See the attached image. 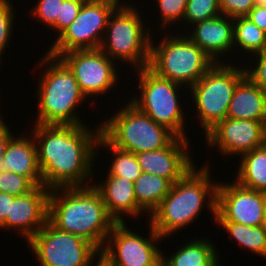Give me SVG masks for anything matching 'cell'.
Returning a JSON list of instances; mask_svg holds the SVG:
<instances>
[{"label": "cell", "instance_id": "6da1fadb", "mask_svg": "<svg viewBox=\"0 0 266 266\" xmlns=\"http://www.w3.org/2000/svg\"><path fill=\"white\" fill-rule=\"evenodd\" d=\"M87 126L34 124L30 133L37 147L43 186L49 190L89 186L101 127L99 124L91 130Z\"/></svg>", "mask_w": 266, "mask_h": 266}, {"label": "cell", "instance_id": "7a4b0ae2", "mask_svg": "<svg viewBox=\"0 0 266 266\" xmlns=\"http://www.w3.org/2000/svg\"><path fill=\"white\" fill-rule=\"evenodd\" d=\"M89 185L50 190L47 220L59 230L90 241L101 251L116 221L108 214L100 193Z\"/></svg>", "mask_w": 266, "mask_h": 266}, {"label": "cell", "instance_id": "3957f363", "mask_svg": "<svg viewBox=\"0 0 266 266\" xmlns=\"http://www.w3.org/2000/svg\"><path fill=\"white\" fill-rule=\"evenodd\" d=\"M209 166L204 165L200 170L193 166L172 184L170 192L151 213L149 222L163 239L194 223L205 204L216 217L218 183L210 180Z\"/></svg>", "mask_w": 266, "mask_h": 266}, {"label": "cell", "instance_id": "277c9868", "mask_svg": "<svg viewBox=\"0 0 266 266\" xmlns=\"http://www.w3.org/2000/svg\"><path fill=\"white\" fill-rule=\"evenodd\" d=\"M39 62L45 68L38 78V111L35 124L83 125L76 107L87 100L73 72L58 57L44 54ZM44 59V60H43ZM50 64V65H49ZM47 66V67H46ZM79 104V105H78ZM77 113V114H76Z\"/></svg>", "mask_w": 266, "mask_h": 266}, {"label": "cell", "instance_id": "5b68a950", "mask_svg": "<svg viewBox=\"0 0 266 266\" xmlns=\"http://www.w3.org/2000/svg\"><path fill=\"white\" fill-rule=\"evenodd\" d=\"M132 4L118 5L109 16L100 49L115 63L118 59L139 70L149 66L152 30L145 28L141 12Z\"/></svg>", "mask_w": 266, "mask_h": 266}, {"label": "cell", "instance_id": "8992f818", "mask_svg": "<svg viewBox=\"0 0 266 266\" xmlns=\"http://www.w3.org/2000/svg\"><path fill=\"white\" fill-rule=\"evenodd\" d=\"M167 34L156 44L151 38L149 68L158 76L186 89L194 85L216 62L186 34ZM178 35V36H177ZM155 42V43H154ZM156 44V45H154ZM189 86V87H188Z\"/></svg>", "mask_w": 266, "mask_h": 266}, {"label": "cell", "instance_id": "52a82bcc", "mask_svg": "<svg viewBox=\"0 0 266 266\" xmlns=\"http://www.w3.org/2000/svg\"><path fill=\"white\" fill-rule=\"evenodd\" d=\"M111 114L113 116L104 123L100 122L101 135L118 149L133 154L159 150L167 147L177 137L131 102Z\"/></svg>", "mask_w": 266, "mask_h": 266}, {"label": "cell", "instance_id": "ba28073f", "mask_svg": "<svg viewBox=\"0 0 266 266\" xmlns=\"http://www.w3.org/2000/svg\"><path fill=\"white\" fill-rule=\"evenodd\" d=\"M225 62L215 63L189 89L195 105L196 117L206 134L227 116L228 107L237 84L246 76V68ZM195 102V103H194Z\"/></svg>", "mask_w": 266, "mask_h": 266}, {"label": "cell", "instance_id": "9c48e42d", "mask_svg": "<svg viewBox=\"0 0 266 266\" xmlns=\"http://www.w3.org/2000/svg\"><path fill=\"white\" fill-rule=\"evenodd\" d=\"M136 72L139 73L138 90L141 92L139 96L134 95L130 102L156 123L167 127L177 137L188 139L184 127L186 112L184 113L181 108L178 94L184 89L182 85L158 76L149 67Z\"/></svg>", "mask_w": 266, "mask_h": 266}, {"label": "cell", "instance_id": "30bf717a", "mask_svg": "<svg viewBox=\"0 0 266 266\" xmlns=\"http://www.w3.org/2000/svg\"><path fill=\"white\" fill-rule=\"evenodd\" d=\"M28 245L40 266H91L95 257L98 261L101 257L90 241L55 228L48 220Z\"/></svg>", "mask_w": 266, "mask_h": 266}, {"label": "cell", "instance_id": "8fae6325", "mask_svg": "<svg viewBox=\"0 0 266 266\" xmlns=\"http://www.w3.org/2000/svg\"><path fill=\"white\" fill-rule=\"evenodd\" d=\"M117 6L111 0H86L78 16L55 39L47 54L59 58L73 50L100 48L109 16Z\"/></svg>", "mask_w": 266, "mask_h": 266}, {"label": "cell", "instance_id": "7c38bea8", "mask_svg": "<svg viewBox=\"0 0 266 266\" xmlns=\"http://www.w3.org/2000/svg\"><path fill=\"white\" fill-rule=\"evenodd\" d=\"M148 225L150 237L145 238L126 227L125 221L116 222L100 251V259L107 266H161L163 250L157 242L163 238L150 222Z\"/></svg>", "mask_w": 266, "mask_h": 266}, {"label": "cell", "instance_id": "4fadbf2b", "mask_svg": "<svg viewBox=\"0 0 266 266\" xmlns=\"http://www.w3.org/2000/svg\"><path fill=\"white\" fill-rule=\"evenodd\" d=\"M59 58L73 72L86 98L105 95L113 90L114 86L116 88L120 80L117 63L115 64L100 48L73 50Z\"/></svg>", "mask_w": 266, "mask_h": 266}, {"label": "cell", "instance_id": "5bb4252c", "mask_svg": "<svg viewBox=\"0 0 266 266\" xmlns=\"http://www.w3.org/2000/svg\"><path fill=\"white\" fill-rule=\"evenodd\" d=\"M206 144L221 156L242 154L266 144V122L225 118L205 134Z\"/></svg>", "mask_w": 266, "mask_h": 266}, {"label": "cell", "instance_id": "9a60e30c", "mask_svg": "<svg viewBox=\"0 0 266 266\" xmlns=\"http://www.w3.org/2000/svg\"><path fill=\"white\" fill-rule=\"evenodd\" d=\"M218 182L214 222H236L262 226L264 220L263 192L233 183ZM226 183V184H225Z\"/></svg>", "mask_w": 266, "mask_h": 266}, {"label": "cell", "instance_id": "2e32d148", "mask_svg": "<svg viewBox=\"0 0 266 266\" xmlns=\"http://www.w3.org/2000/svg\"><path fill=\"white\" fill-rule=\"evenodd\" d=\"M49 192L39 185L27 194L15 196L10 201V216H6L0 229L13 228L28 242L47 222Z\"/></svg>", "mask_w": 266, "mask_h": 266}, {"label": "cell", "instance_id": "e0dca14e", "mask_svg": "<svg viewBox=\"0 0 266 266\" xmlns=\"http://www.w3.org/2000/svg\"><path fill=\"white\" fill-rule=\"evenodd\" d=\"M189 143L188 139L176 137L167 147L135 154L141 171L176 183L196 163L188 152Z\"/></svg>", "mask_w": 266, "mask_h": 266}, {"label": "cell", "instance_id": "ac0fdd59", "mask_svg": "<svg viewBox=\"0 0 266 266\" xmlns=\"http://www.w3.org/2000/svg\"><path fill=\"white\" fill-rule=\"evenodd\" d=\"M192 27L193 31L188 30L186 36L216 63L224 62L220 57L228 55L226 52L230 53L233 50V18L219 15L197 22Z\"/></svg>", "mask_w": 266, "mask_h": 266}, {"label": "cell", "instance_id": "d6986e66", "mask_svg": "<svg viewBox=\"0 0 266 266\" xmlns=\"http://www.w3.org/2000/svg\"><path fill=\"white\" fill-rule=\"evenodd\" d=\"M106 179L100 184L95 182L93 187L100 193L108 214L116 222H124L123 217L126 214L132 218H138L139 215L146 213L137 204L132 181L109 174Z\"/></svg>", "mask_w": 266, "mask_h": 266}, {"label": "cell", "instance_id": "ffe728a7", "mask_svg": "<svg viewBox=\"0 0 266 266\" xmlns=\"http://www.w3.org/2000/svg\"><path fill=\"white\" fill-rule=\"evenodd\" d=\"M13 136L4 151L1 167L13 173L27 177L35 186L43 185L38 164L37 147L32 134Z\"/></svg>", "mask_w": 266, "mask_h": 266}, {"label": "cell", "instance_id": "44dd1931", "mask_svg": "<svg viewBox=\"0 0 266 266\" xmlns=\"http://www.w3.org/2000/svg\"><path fill=\"white\" fill-rule=\"evenodd\" d=\"M226 118L266 122V92L247 75L234 90Z\"/></svg>", "mask_w": 266, "mask_h": 266}, {"label": "cell", "instance_id": "7402d4cb", "mask_svg": "<svg viewBox=\"0 0 266 266\" xmlns=\"http://www.w3.org/2000/svg\"><path fill=\"white\" fill-rule=\"evenodd\" d=\"M236 183L244 188L266 191V144L240 156Z\"/></svg>", "mask_w": 266, "mask_h": 266}, {"label": "cell", "instance_id": "603a6c76", "mask_svg": "<svg viewBox=\"0 0 266 266\" xmlns=\"http://www.w3.org/2000/svg\"><path fill=\"white\" fill-rule=\"evenodd\" d=\"M137 204L148 214L160 205L172 183L161 176L142 172L133 182Z\"/></svg>", "mask_w": 266, "mask_h": 266}, {"label": "cell", "instance_id": "cb8c5ba5", "mask_svg": "<svg viewBox=\"0 0 266 266\" xmlns=\"http://www.w3.org/2000/svg\"><path fill=\"white\" fill-rule=\"evenodd\" d=\"M206 237L192 239L181 246L176 252L166 257L162 253V266H202L205 265L218 251L216 246Z\"/></svg>", "mask_w": 266, "mask_h": 266}, {"label": "cell", "instance_id": "d4e9b609", "mask_svg": "<svg viewBox=\"0 0 266 266\" xmlns=\"http://www.w3.org/2000/svg\"><path fill=\"white\" fill-rule=\"evenodd\" d=\"M222 230L234 239L236 243L249 252L266 259V229L262 226H248L236 222H216Z\"/></svg>", "mask_w": 266, "mask_h": 266}, {"label": "cell", "instance_id": "484cf974", "mask_svg": "<svg viewBox=\"0 0 266 266\" xmlns=\"http://www.w3.org/2000/svg\"><path fill=\"white\" fill-rule=\"evenodd\" d=\"M236 45L252 57L266 50V33L246 16L233 18V49Z\"/></svg>", "mask_w": 266, "mask_h": 266}, {"label": "cell", "instance_id": "4316f807", "mask_svg": "<svg viewBox=\"0 0 266 266\" xmlns=\"http://www.w3.org/2000/svg\"><path fill=\"white\" fill-rule=\"evenodd\" d=\"M105 147L113 152L114 157L111 160L109 175L126 178L129 181L134 182L137 177L142 173L136 155L112 146L102 135H100L97 142V151L99 147ZM115 158V159H114Z\"/></svg>", "mask_w": 266, "mask_h": 266}, {"label": "cell", "instance_id": "83f0119b", "mask_svg": "<svg viewBox=\"0 0 266 266\" xmlns=\"http://www.w3.org/2000/svg\"><path fill=\"white\" fill-rule=\"evenodd\" d=\"M221 15L219 0H188L183 21L193 24Z\"/></svg>", "mask_w": 266, "mask_h": 266}, {"label": "cell", "instance_id": "f1b7e54d", "mask_svg": "<svg viewBox=\"0 0 266 266\" xmlns=\"http://www.w3.org/2000/svg\"><path fill=\"white\" fill-rule=\"evenodd\" d=\"M35 187L27 177L0 168V192L21 196Z\"/></svg>", "mask_w": 266, "mask_h": 266}, {"label": "cell", "instance_id": "f546056e", "mask_svg": "<svg viewBox=\"0 0 266 266\" xmlns=\"http://www.w3.org/2000/svg\"><path fill=\"white\" fill-rule=\"evenodd\" d=\"M157 6L159 7V14L162 19L160 29H167L169 25L173 23L182 22L188 0H156ZM167 26V27H166Z\"/></svg>", "mask_w": 266, "mask_h": 266}, {"label": "cell", "instance_id": "4dcf8cb0", "mask_svg": "<svg viewBox=\"0 0 266 266\" xmlns=\"http://www.w3.org/2000/svg\"><path fill=\"white\" fill-rule=\"evenodd\" d=\"M12 3L10 0H0V59L10 41L9 38L13 35V21L16 16Z\"/></svg>", "mask_w": 266, "mask_h": 266}, {"label": "cell", "instance_id": "1f68e13d", "mask_svg": "<svg viewBox=\"0 0 266 266\" xmlns=\"http://www.w3.org/2000/svg\"><path fill=\"white\" fill-rule=\"evenodd\" d=\"M86 0H64L60 2V18H56V22L50 27L56 29V37H58L78 16L84 2Z\"/></svg>", "mask_w": 266, "mask_h": 266}, {"label": "cell", "instance_id": "d6a6232c", "mask_svg": "<svg viewBox=\"0 0 266 266\" xmlns=\"http://www.w3.org/2000/svg\"><path fill=\"white\" fill-rule=\"evenodd\" d=\"M64 0H38L32 8V15L37 18L40 23L51 27L55 22L56 18H60V2Z\"/></svg>", "mask_w": 266, "mask_h": 266}, {"label": "cell", "instance_id": "836d02e7", "mask_svg": "<svg viewBox=\"0 0 266 266\" xmlns=\"http://www.w3.org/2000/svg\"><path fill=\"white\" fill-rule=\"evenodd\" d=\"M221 15L230 18L245 17L255 6V0H219Z\"/></svg>", "mask_w": 266, "mask_h": 266}, {"label": "cell", "instance_id": "e575fe53", "mask_svg": "<svg viewBox=\"0 0 266 266\" xmlns=\"http://www.w3.org/2000/svg\"><path fill=\"white\" fill-rule=\"evenodd\" d=\"M254 56L257 58L254 60L256 64L253 66L255 67L245 68L246 75L266 92V50Z\"/></svg>", "mask_w": 266, "mask_h": 266}, {"label": "cell", "instance_id": "d590c367", "mask_svg": "<svg viewBox=\"0 0 266 266\" xmlns=\"http://www.w3.org/2000/svg\"><path fill=\"white\" fill-rule=\"evenodd\" d=\"M246 17L266 33V7L255 5Z\"/></svg>", "mask_w": 266, "mask_h": 266}, {"label": "cell", "instance_id": "8d00e7d4", "mask_svg": "<svg viewBox=\"0 0 266 266\" xmlns=\"http://www.w3.org/2000/svg\"><path fill=\"white\" fill-rule=\"evenodd\" d=\"M15 196L0 192V227L5 223L6 216H10V201Z\"/></svg>", "mask_w": 266, "mask_h": 266}, {"label": "cell", "instance_id": "74e56055", "mask_svg": "<svg viewBox=\"0 0 266 266\" xmlns=\"http://www.w3.org/2000/svg\"><path fill=\"white\" fill-rule=\"evenodd\" d=\"M12 133V134H11ZM12 130H9L7 127L5 120L0 123V167L4 155L5 148L9 142V140L13 137Z\"/></svg>", "mask_w": 266, "mask_h": 266}, {"label": "cell", "instance_id": "f35d334b", "mask_svg": "<svg viewBox=\"0 0 266 266\" xmlns=\"http://www.w3.org/2000/svg\"><path fill=\"white\" fill-rule=\"evenodd\" d=\"M220 257L221 256L217 252L205 265H202V266H221L219 262Z\"/></svg>", "mask_w": 266, "mask_h": 266}, {"label": "cell", "instance_id": "ab89813d", "mask_svg": "<svg viewBox=\"0 0 266 266\" xmlns=\"http://www.w3.org/2000/svg\"><path fill=\"white\" fill-rule=\"evenodd\" d=\"M263 203H264V208H263V212H264L263 227L266 229V191L263 192Z\"/></svg>", "mask_w": 266, "mask_h": 266}, {"label": "cell", "instance_id": "60d3db41", "mask_svg": "<svg viewBox=\"0 0 266 266\" xmlns=\"http://www.w3.org/2000/svg\"><path fill=\"white\" fill-rule=\"evenodd\" d=\"M255 5L266 7V0H255Z\"/></svg>", "mask_w": 266, "mask_h": 266}, {"label": "cell", "instance_id": "b9f144b4", "mask_svg": "<svg viewBox=\"0 0 266 266\" xmlns=\"http://www.w3.org/2000/svg\"><path fill=\"white\" fill-rule=\"evenodd\" d=\"M111 1H114L116 2L118 5H122L121 1L120 0H111ZM120 1V2H119Z\"/></svg>", "mask_w": 266, "mask_h": 266}, {"label": "cell", "instance_id": "7bdbcfd3", "mask_svg": "<svg viewBox=\"0 0 266 266\" xmlns=\"http://www.w3.org/2000/svg\"><path fill=\"white\" fill-rule=\"evenodd\" d=\"M2 121H4V119H2L1 114H0V123H1Z\"/></svg>", "mask_w": 266, "mask_h": 266}]
</instances>
